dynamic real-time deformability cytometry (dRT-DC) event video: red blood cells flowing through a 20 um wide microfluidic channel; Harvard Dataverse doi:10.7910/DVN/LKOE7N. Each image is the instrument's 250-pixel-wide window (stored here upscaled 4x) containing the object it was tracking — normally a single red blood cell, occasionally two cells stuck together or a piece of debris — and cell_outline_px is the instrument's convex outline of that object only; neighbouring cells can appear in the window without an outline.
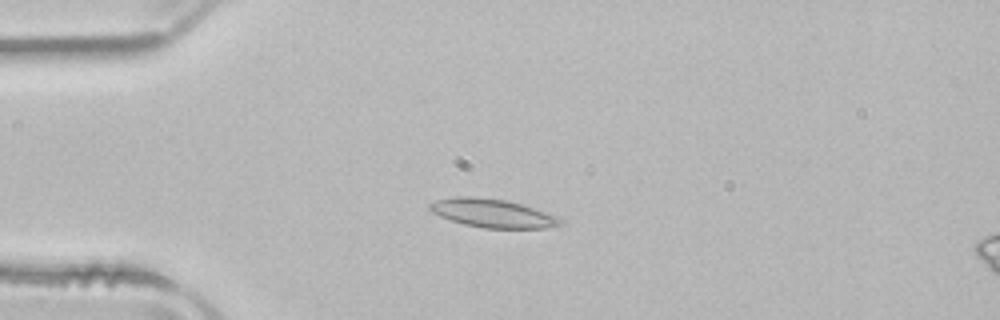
{"species": "common noctule bat (a hibernating species)", "species_latin": "Nyctalus noctula", "temperature_condition": "room temperature", "stored_images_in_passage": 5, "camera_frame_rate_fps": 3000, "um_per_image_px": 0.085, "animal": {"sex": "male", "body_mass_g": 21.5, "forearm_length_mm": 52.0}, "frame": {"image": 1, "passage_image": 4, "time_ms": 1.0, "image_size_px": [1000, 320], "cell_outline_px": [[564, 224], [544, 228], [484, 228], [464, 224], [440, 216], [432, 212], [428, 208], [428, 204], [436, 200], [452, 196], [476, 196], [504, 200], [520, 204], [560, 216], [564, 220]], "centroid_in_image_um": [41.88, 18.12], "position_along_channel_um": 43.1, "area_um2": 21.79}}